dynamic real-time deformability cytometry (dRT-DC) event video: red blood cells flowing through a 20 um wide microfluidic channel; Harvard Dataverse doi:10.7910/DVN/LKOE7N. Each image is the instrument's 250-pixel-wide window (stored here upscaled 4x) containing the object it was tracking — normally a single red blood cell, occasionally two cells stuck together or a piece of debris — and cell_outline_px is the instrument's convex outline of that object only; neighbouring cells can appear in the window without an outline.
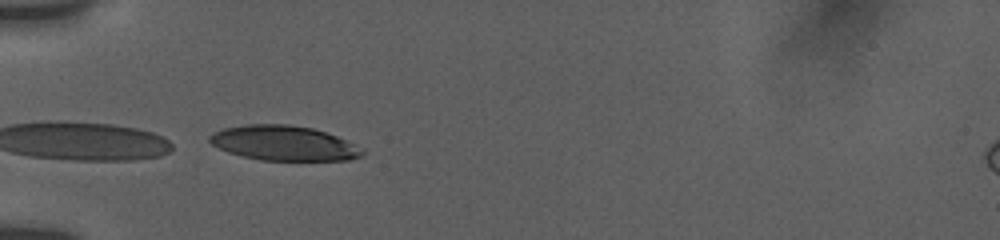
{"species": "human", "species_latin": "Homo sapiens", "temperature_condition": "room temperature", "stored_images_in_passage": 10, "camera_frame_rate_fps": 3000, "um_per_image_px": 0.085, "donor": {"sex": "female"}, "frame": {"image": 1, "passage_image": 1, "time_ms": 0.0, "image_size_px": [1000, 240], "cell_outline_px": [[352, 156], [332, 160], [276, 160], [252, 156], [220, 136], [220, 132], [236, 128], [304, 128], [320, 132], [332, 136]], "centroid_in_image_um": [24.32, 12.22], "position_along_channel_um": 60.7, "area_um2": 23.06}}
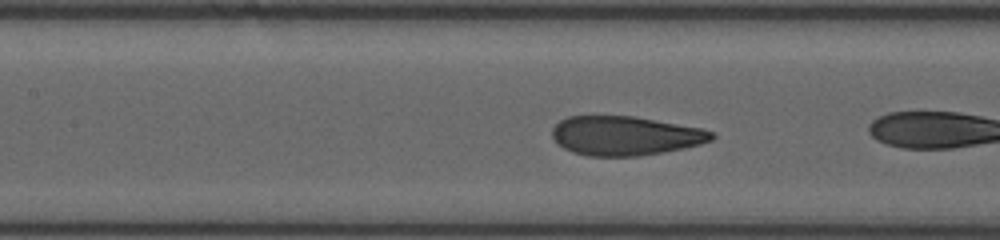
{"frame": {"image": 2, "passage_image": 7, "time_ms": 2.0, "image_size_px": [1000, 240], "cell_outline_px": [[712, 136], [704, 140], [692, 144], [644, 152], [584, 152], [572, 148], [564, 144], [556, 136], [556, 128], [560, 124], [568, 120], [580, 116], [616, 116], [644, 120], [688, 128], [708, 132]], "centroid_in_image_um": [53.06, 11.45], "position_along_channel_um": 154.3, "area_um2": 30.0}}